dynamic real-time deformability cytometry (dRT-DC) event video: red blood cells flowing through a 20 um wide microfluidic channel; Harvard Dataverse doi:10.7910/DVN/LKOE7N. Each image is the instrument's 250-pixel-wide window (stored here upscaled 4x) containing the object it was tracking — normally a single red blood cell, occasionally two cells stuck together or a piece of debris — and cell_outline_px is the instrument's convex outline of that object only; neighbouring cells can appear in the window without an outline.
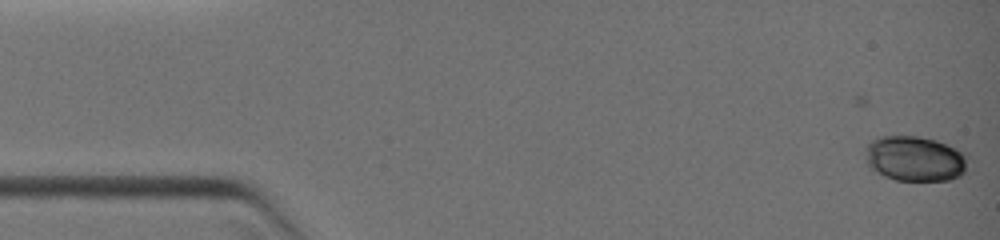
{"species": "common noctule bat (a hibernating species)", "species_latin": "Nyctalus noctula", "temperature_condition": "warm", "stored_images_in_passage": 26, "camera_frame_rate_fps": 3000, "um_per_image_px": 0.085, "animal": {"sex": "female", "body_mass_g": 19.0, "forearm_length_mm": 51.5}, "frame": {"image": 1, "passage_image": 1, "time_ms": 0.0, "image_size_px": [1000, 240], "cell_outline_px": [[964, 172], [960, 176], [948, 180], [896, 180], [884, 176], [872, 168], [868, 164], [868, 144], [872, 140], [884, 136], [916, 136], [936, 140], [960, 152], [964, 156]], "centroid_in_image_um": [77.74, 13.49], "position_along_channel_um": 7.3, "area_um2": 26.01}}
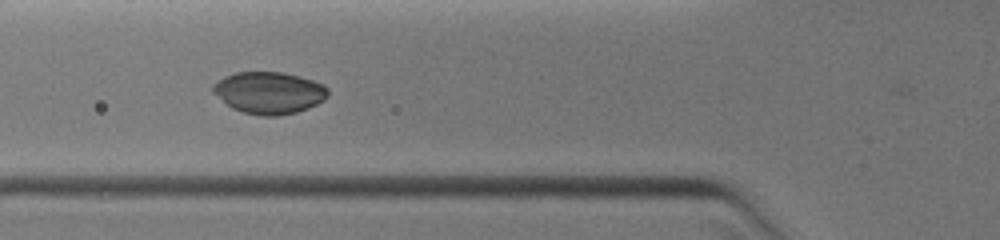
{"frame": {"image": 2, "passage_image": 18, "time_ms": 4.667, "image_size_px": [1000, 240], "cell_outline_px": [[328, 96], [324, 100], [308, 108], [296, 112], [276, 116], [260, 116], [244, 112], [232, 108], [212, 92], [212, 84], [224, 76], [236, 72], [280, 72], [312, 80], [324, 84], [328, 88]], "centroid_in_image_um": [22.86, 7.88], "position_along_channel_um": 102.9, "area_um2": 28.03}}
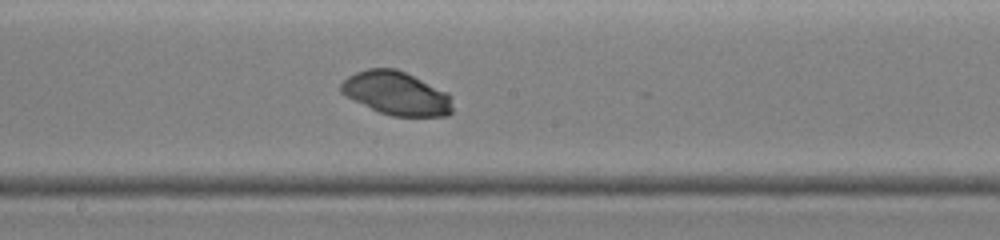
{"frame": {"image": 3, "passage_image": 26, "time_ms": 7.0, "image_size_px": [1000, 240], "cell_outline_px": [[452, 112], [448, 116], [392, 116], [380, 112], [352, 100], [344, 96], [340, 92], [340, 84], [348, 76], [356, 72], [368, 68], [396, 68], [448, 92], [452, 96]], "centroid_in_image_um": [33.69, 7.93], "position_along_channel_um": 214.5, "area_um2": 28.44}}